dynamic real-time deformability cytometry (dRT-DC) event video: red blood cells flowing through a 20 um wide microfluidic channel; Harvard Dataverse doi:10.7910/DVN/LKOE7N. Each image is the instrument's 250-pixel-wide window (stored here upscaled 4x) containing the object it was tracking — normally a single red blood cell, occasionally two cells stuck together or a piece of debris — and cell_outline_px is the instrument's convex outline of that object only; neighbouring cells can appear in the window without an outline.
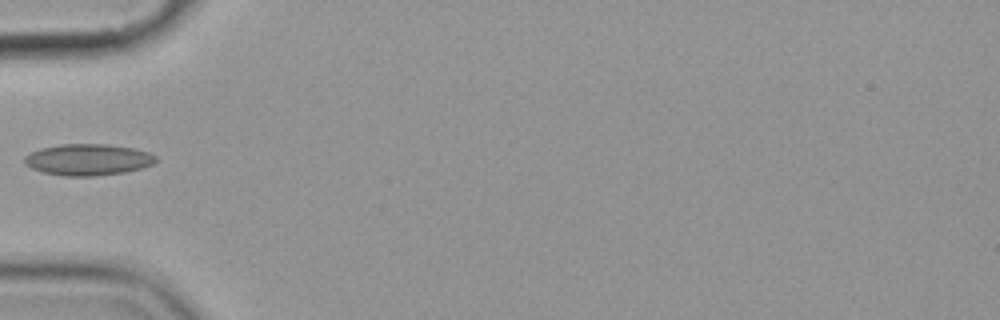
{"species": "common noctule bat (a hibernating species)", "species_latin": "Nyctalus noctula", "temperature_condition": "cold", "stored_images_in_passage": 3, "camera_frame_rate_fps": 3000, "um_per_image_px": 0.085, "animal": {"sex": "female", "body_mass_g": 19.9}, "frame": {"image": 1, "passage_image": 2, "time_ms": 1.333, "image_size_px": [1000, 320], "cell_outline_px": [[156, 160], [152, 164], [140, 168], [124, 172], [92, 176], [64, 176], [44, 172], [32, 168], [24, 164], [24, 156], [40, 148], [60, 144], [108, 144], [132, 148], [148, 152], [156, 156]], "centroid_in_image_um": [7.45, 13.56], "position_along_channel_um": 77.6, "area_um2": 23.87}}
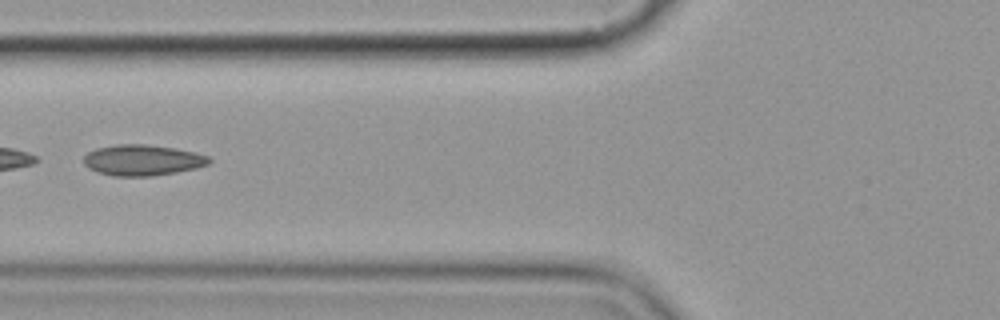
{"frame": {"image": 2, "passage_image": 3, "time_ms": 2.333, "image_size_px": [1000, 320], "cell_outline_px": [[212, 160], [208, 164], [196, 168], [176, 172], [152, 176], [112, 176], [96, 172], [88, 168], [84, 164], [84, 156], [88, 152], [96, 148], [116, 144], [144, 144], [176, 148], [196, 152], [208, 156]], "centroid_in_image_um": [12.1, 13.61], "position_along_channel_um": 113.7, "area_um2": 22.72}}